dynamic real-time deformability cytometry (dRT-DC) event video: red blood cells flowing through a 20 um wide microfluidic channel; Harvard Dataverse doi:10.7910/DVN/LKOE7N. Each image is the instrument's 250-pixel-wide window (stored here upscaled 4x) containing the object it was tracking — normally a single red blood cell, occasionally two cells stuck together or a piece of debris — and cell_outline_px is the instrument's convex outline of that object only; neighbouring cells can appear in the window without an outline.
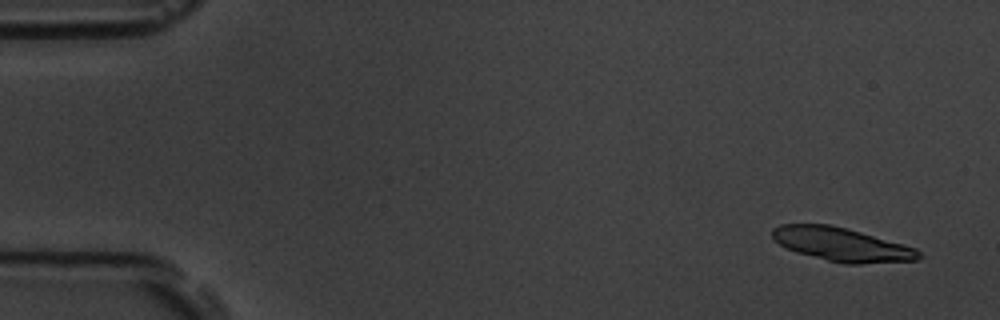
{"species": "common noctule bat (a hibernating species)", "species_latin": "Nyctalus noctula", "temperature_condition": "room temperature", "stored_images_in_passage": 6, "camera_frame_rate_fps": 3000, "um_per_image_px": 0.085, "animal": {"sex": "male", "body_mass_g": 19.5, "forearm_length_mm": 54.6}, "frame": {"image": 1, "passage_image": 1, "time_ms": 0.0, "image_size_px": [1000, 320], "cell_outline_px": [[924, 256], [920, 260], [860, 264], [844, 264], [796, 252], [780, 244], [772, 236], [772, 228], [780, 224], [828, 224], [860, 232], [904, 244], [916, 248]], "centroid_in_image_um": [71.59, 20.79], "position_along_channel_um": 13.4, "area_um2": 28.55}}